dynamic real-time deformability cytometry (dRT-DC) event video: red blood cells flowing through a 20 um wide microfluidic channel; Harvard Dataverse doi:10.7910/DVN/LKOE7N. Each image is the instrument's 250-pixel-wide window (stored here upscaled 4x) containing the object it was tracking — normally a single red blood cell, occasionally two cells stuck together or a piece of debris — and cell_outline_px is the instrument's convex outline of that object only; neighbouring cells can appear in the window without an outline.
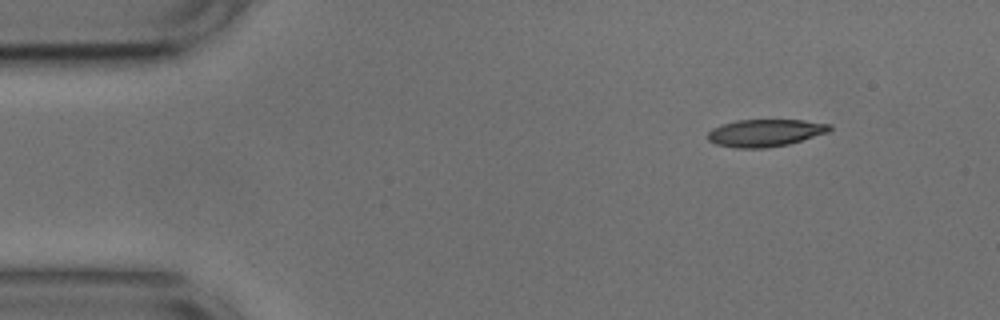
{"species": "common noctule bat (a hibernating species)", "species_latin": "Nyctalus noctula", "temperature_condition": "cold", "stored_images_in_passage": 47, "camera_frame_rate_fps": 3000, "um_per_image_px": 0.085, "animal": {"sex": "male", "body_mass_g": 17.9, "forearm_length_mm": 54.2}, "frame": {"image": 1, "passage_image": 1, "time_ms": 0.0, "image_size_px": [1000, 320], "cell_outline_px": [[832, 128], [828, 132], [788, 144], [764, 148], [736, 148], [716, 144], [708, 140], [708, 132], [712, 128], [736, 120], [804, 120], [832, 124]], "centroid_in_image_um": [65.05, 11.29], "position_along_channel_um": 20.0, "area_um2": 19.31}}
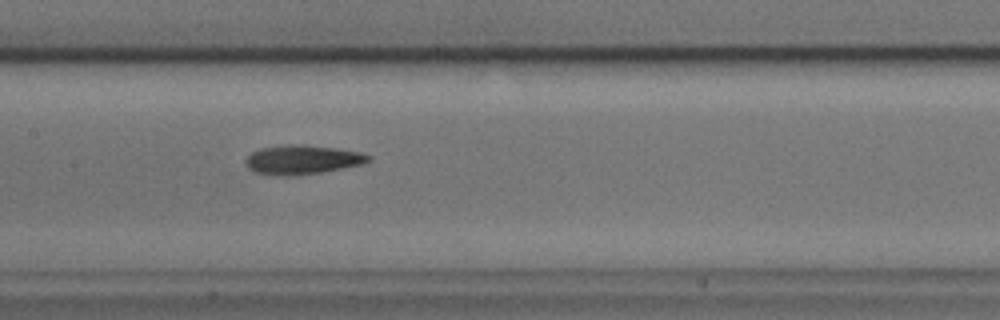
{"frame": {"image": 2, "passage_image": 20, "time_ms": 6.333, "image_size_px": [1000, 320], "cell_outline_px": [[372, 160], [364, 164], [320, 172], [292, 176], [280, 176], [256, 172], [248, 168], [244, 164], [244, 160], [252, 152], [260, 148], [296, 144], [308, 144], [336, 148], [360, 152], [372, 156]], "centroid_in_image_um": [25.71, 13.57], "position_along_channel_um": 181.7, "area_um2": 20.98}}
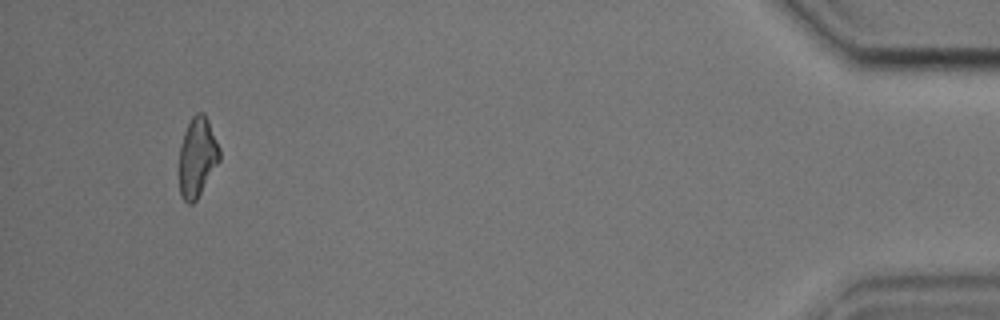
{"frame": {"image": 3, "passage_image": 45, "time_ms": 14.667, "image_size_px": [1000, 320], "cell_outline_px": [[220, 160], [196, 200], [192, 204], [188, 204], [184, 200], [180, 192], [180, 144], [184, 132], [192, 116], [196, 112], [204, 112], [208, 120], [220, 148]], "centroid_in_image_um": [16.78, 13.33], "position_along_channel_um": 418.4, "area_um2": 18.55}, "authors_computed_cell_mechanics": {"area_um2": 19.8832, "velocity_mm_per_s": 3.7427, "shape_relaxation_time_tau1_ms": 6.9517, "shape_relaxation_time_tau2_ms": 7.8057, "deformation_change_tau1": 0.1597, "deformation_change_tau2": 0.21}}